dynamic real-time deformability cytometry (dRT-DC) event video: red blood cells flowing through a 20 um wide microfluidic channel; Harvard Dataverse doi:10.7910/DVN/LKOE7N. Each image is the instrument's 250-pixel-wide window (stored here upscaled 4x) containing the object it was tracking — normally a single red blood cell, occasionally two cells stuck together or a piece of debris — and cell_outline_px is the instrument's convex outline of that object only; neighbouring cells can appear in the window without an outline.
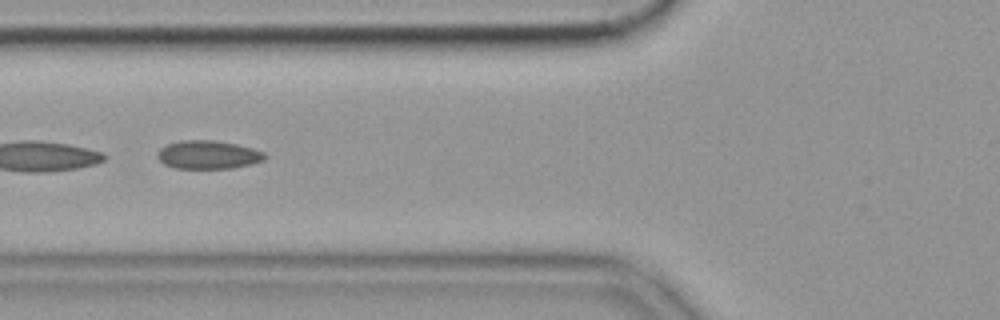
{"species": "common noctule bat (a hibernating species)", "species_latin": "Nyctalus noctula", "temperature_condition": "cold", "stored_images_in_passage": 43, "segment_of_instrument_passage": [2, 2], "camera_frame_rate_fps": 3000, "um_per_image_px": 0.085, "animal": {"sex": "female", "body_mass_g": 19.9}, "frame": {"image": 1, "passage_image": 22, "time_ms": 7.0, "image_size_px": [1000, 320], "cell_outline_px": [[268, 156], [264, 160], [252, 164], [232, 168], [176, 168], [164, 164], [156, 156], [156, 152], [160, 148], [168, 144], [180, 140], [216, 140], [236, 144], [252, 148], [264, 152]], "centroid_in_image_um": [17.7, 13.15], "position_along_channel_um": 108.1, "area_um2": 17.86}}